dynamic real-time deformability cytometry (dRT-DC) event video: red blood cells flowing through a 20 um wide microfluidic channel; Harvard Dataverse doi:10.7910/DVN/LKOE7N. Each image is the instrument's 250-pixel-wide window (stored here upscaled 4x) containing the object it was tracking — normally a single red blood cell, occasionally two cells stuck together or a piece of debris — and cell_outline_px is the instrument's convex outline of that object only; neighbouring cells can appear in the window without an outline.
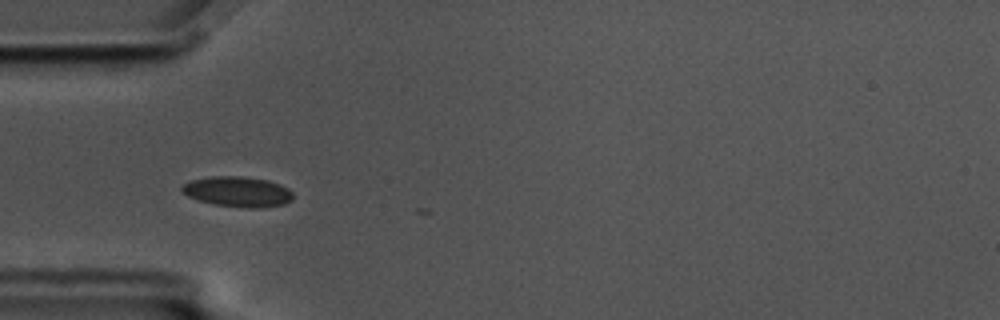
{"species": "common noctule bat (a hibernating species)", "species_latin": "Nyctalus noctula", "temperature_condition": "cold", "stored_images_in_passage": 19, "camera_frame_rate_fps": 3000, "um_per_image_px": 0.085, "animal": {"sex": "male", "body_mass_g": 17.5, "forearm_length_mm": 52.3}, "frame": {"image": 1, "passage_image": 16, "time_ms": 5.0, "image_size_px": [1000, 320], "cell_outline_px": [[292, 200], [284, 204], [264, 208], [244, 208], [212, 204], [188, 196], [180, 188], [184, 184], [192, 180], [212, 176], [240, 176], [268, 180], [280, 184], [288, 188], [292, 192]], "centroid_in_image_um": [20.24, 16.3], "position_along_channel_um": 64.8, "area_um2": 19.65}}